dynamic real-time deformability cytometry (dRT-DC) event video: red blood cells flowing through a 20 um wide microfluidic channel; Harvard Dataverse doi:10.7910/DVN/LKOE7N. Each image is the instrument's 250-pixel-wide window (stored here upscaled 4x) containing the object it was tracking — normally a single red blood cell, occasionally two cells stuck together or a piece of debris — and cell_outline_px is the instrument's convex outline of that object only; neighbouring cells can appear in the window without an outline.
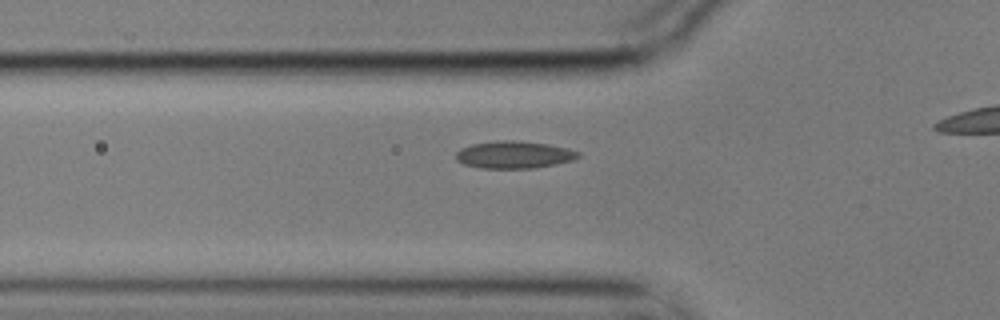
{"species": "common noctule bat (a hibernating species)", "species_latin": "Nyctalus noctula", "temperature_condition": "cold", "stored_images_in_passage": 6, "segment_of_instrument_passage": [1, 2], "camera_frame_rate_fps": 3000, "um_per_image_px": 0.085, "animal": {"sex": "male", "body_mass_g": 17.9}, "frame": {"image": 1, "passage_image": 5, "time_ms": 1.333, "image_size_px": [1000, 320], "cell_outline_px": [[580, 156], [572, 160], [536, 168], [480, 168], [464, 164], [456, 160], [456, 152], [460, 148], [472, 144], [500, 140], [512, 140], [548, 144], [568, 148], [580, 152]], "centroid_in_image_um": [43.68, 13.15], "position_along_channel_um": 82.1, "area_um2": 19.42}}